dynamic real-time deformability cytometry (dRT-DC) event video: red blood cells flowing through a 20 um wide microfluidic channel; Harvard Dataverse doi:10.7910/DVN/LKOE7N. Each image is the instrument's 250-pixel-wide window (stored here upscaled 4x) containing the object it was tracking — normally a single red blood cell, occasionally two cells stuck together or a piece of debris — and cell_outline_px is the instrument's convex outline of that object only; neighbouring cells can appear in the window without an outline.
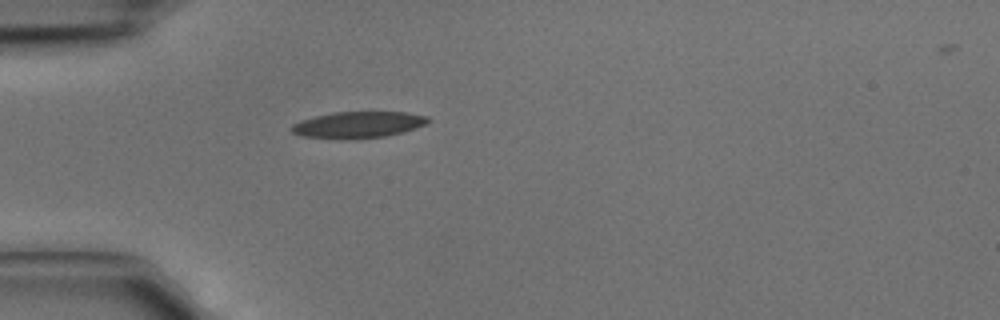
{"species": "common noctule bat (a hibernating species)", "species_latin": "Nyctalus noctula", "temperature_condition": "cold", "stored_images_in_passage": 1, "camera_frame_rate_fps": 3000, "um_per_image_px": 0.085, "animal": {"sex": "male", "body_mass_g": 15.6}, "frame": {"image": 1, "passage_image": 1, "time_ms": 0.0, "image_size_px": [1000, 320], "cell_outline_px": [[432, 120], [416, 128], [404, 132], [384, 136], [356, 140], [340, 140], [304, 136], [292, 132], [288, 128], [292, 124], [300, 120], [332, 112], [404, 112], [428, 116]], "centroid_in_image_um": [30.42, 10.62], "position_along_channel_um": 54.6, "area_um2": 21.39}}